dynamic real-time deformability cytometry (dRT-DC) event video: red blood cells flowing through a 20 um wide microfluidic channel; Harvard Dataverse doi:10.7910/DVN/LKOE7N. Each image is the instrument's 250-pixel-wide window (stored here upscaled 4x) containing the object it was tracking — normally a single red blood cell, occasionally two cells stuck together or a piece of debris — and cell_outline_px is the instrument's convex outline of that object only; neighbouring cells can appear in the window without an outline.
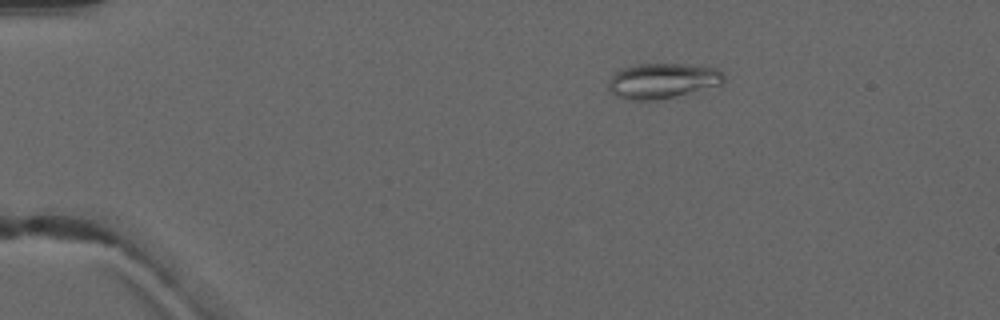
{"species": "common noctule bat (a hibernating species)", "species_latin": "Nyctalus noctula", "temperature_condition": "warm", "stored_images_in_passage": 5, "camera_frame_rate_fps": 3000, "um_per_image_px": 0.085, "animal": {"sex": "male", "forearm_length_mm": 52.5}, "frame": {"image": 1, "passage_image": 3, "time_ms": 2.333, "image_size_px": [1000, 320], "cell_outline_px": [[724, 80], [720, 84], [656, 100], [632, 100], [616, 96], [608, 88], [608, 80], [620, 68], [636, 64], [684, 64], [716, 68], [724, 72]], "centroid_in_image_um": [56.26, 6.85], "position_along_channel_um": 28.7, "area_um2": 23.35}}